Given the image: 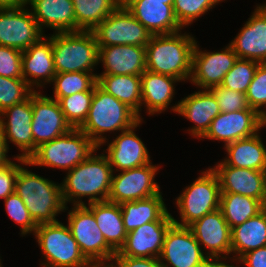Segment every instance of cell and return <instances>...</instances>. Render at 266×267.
I'll return each instance as SVG.
<instances>
[{"mask_svg": "<svg viewBox=\"0 0 266 267\" xmlns=\"http://www.w3.org/2000/svg\"><path fill=\"white\" fill-rule=\"evenodd\" d=\"M113 169L105 154L92 153L86 160L67 172L61 183V194L65 207L86 205L81 198H88V204L107 201Z\"/></svg>", "mask_w": 266, "mask_h": 267, "instance_id": "6da1fadb", "label": "cell"}, {"mask_svg": "<svg viewBox=\"0 0 266 267\" xmlns=\"http://www.w3.org/2000/svg\"><path fill=\"white\" fill-rule=\"evenodd\" d=\"M195 43L193 36L181 34V30L152 35L145 47L146 70L177 78L181 82L189 80Z\"/></svg>", "mask_w": 266, "mask_h": 267, "instance_id": "7a4b0ae2", "label": "cell"}, {"mask_svg": "<svg viewBox=\"0 0 266 267\" xmlns=\"http://www.w3.org/2000/svg\"><path fill=\"white\" fill-rule=\"evenodd\" d=\"M139 121L133 109L96 84L88 116L79 129L100 149L101 145L108 143L102 136L104 133L128 130Z\"/></svg>", "mask_w": 266, "mask_h": 267, "instance_id": "3957f363", "label": "cell"}, {"mask_svg": "<svg viewBox=\"0 0 266 267\" xmlns=\"http://www.w3.org/2000/svg\"><path fill=\"white\" fill-rule=\"evenodd\" d=\"M23 200L35 223H55L56 216L65 212L61 184L43 178L21 167L15 182V191Z\"/></svg>", "mask_w": 266, "mask_h": 267, "instance_id": "277c9868", "label": "cell"}, {"mask_svg": "<svg viewBox=\"0 0 266 267\" xmlns=\"http://www.w3.org/2000/svg\"><path fill=\"white\" fill-rule=\"evenodd\" d=\"M97 150L98 146L88 136L80 129L72 128L52 141L39 145L28 160L14 159L25 166H46L69 171Z\"/></svg>", "mask_w": 266, "mask_h": 267, "instance_id": "5b68a950", "label": "cell"}, {"mask_svg": "<svg viewBox=\"0 0 266 267\" xmlns=\"http://www.w3.org/2000/svg\"><path fill=\"white\" fill-rule=\"evenodd\" d=\"M52 53L56 73H92L99 48L93 31L53 33Z\"/></svg>", "mask_w": 266, "mask_h": 267, "instance_id": "8992f818", "label": "cell"}, {"mask_svg": "<svg viewBox=\"0 0 266 267\" xmlns=\"http://www.w3.org/2000/svg\"><path fill=\"white\" fill-rule=\"evenodd\" d=\"M46 262L43 267H87L90 262L82 254L68 225L55 223L38 224L34 232Z\"/></svg>", "mask_w": 266, "mask_h": 267, "instance_id": "52a82bcc", "label": "cell"}, {"mask_svg": "<svg viewBox=\"0 0 266 267\" xmlns=\"http://www.w3.org/2000/svg\"><path fill=\"white\" fill-rule=\"evenodd\" d=\"M220 197L221 189L217 175L208 168L177 197L176 207H178L181 222L173 217V224L189 227L204 215L218 210Z\"/></svg>", "mask_w": 266, "mask_h": 267, "instance_id": "ba28073f", "label": "cell"}, {"mask_svg": "<svg viewBox=\"0 0 266 267\" xmlns=\"http://www.w3.org/2000/svg\"><path fill=\"white\" fill-rule=\"evenodd\" d=\"M92 31L98 47L125 44L146 47L152 36L122 3Z\"/></svg>", "mask_w": 266, "mask_h": 267, "instance_id": "9c48e42d", "label": "cell"}, {"mask_svg": "<svg viewBox=\"0 0 266 267\" xmlns=\"http://www.w3.org/2000/svg\"><path fill=\"white\" fill-rule=\"evenodd\" d=\"M67 219L72 236L90 263L112 261L116 252L107 244L94 214L85 205L73 206Z\"/></svg>", "mask_w": 266, "mask_h": 267, "instance_id": "30bf717a", "label": "cell"}, {"mask_svg": "<svg viewBox=\"0 0 266 267\" xmlns=\"http://www.w3.org/2000/svg\"><path fill=\"white\" fill-rule=\"evenodd\" d=\"M203 251L189 227L172 224L159 260L162 267H217Z\"/></svg>", "mask_w": 266, "mask_h": 267, "instance_id": "8fae6325", "label": "cell"}, {"mask_svg": "<svg viewBox=\"0 0 266 267\" xmlns=\"http://www.w3.org/2000/svg\"><path fill=\"white\" fill-rule=\"evenodd\" d=\"M151 163L121 173H113L108 201L121 204L146 199L160 193L159 185L154 181V177L159 171Z\"/></svg>", "mask_w": 266, "mask_h": 267, "instance_id": "7c38bea8", "label": "cell"}, {"mask_svg": "<svg viewBox=\"0 0 266 267\" xmlns=\"http://www.w3.org/2000/svg\"><path fill=\"white\" fill-rule=\"evenodd\" d=\"M189 228L200 246L207 251L206 255L217 267H229L225 261H219L227 259L225 254L231 255V228L220 209L204 215Z\"/></svg>", "mask_w": 266, "mask_h": 267, "instance_id": "4fadbf2b", "label": "cell"}, {"mask_svg": "<svg viewBox=\"0 0 266 267\" xmlns=\"http://www.w3.org/2000/svg\"><path fill=\"white\" fill-rule=\"evenodd\" d=\"M43 33L24 6L0 8V46L24 51L45 36Z\"/></svg>", "mask_w": 266, "mask_h": 267, "instance_id": "5bb4252c", "label": "cell"}, {"mask_svg": "<svg viewBox=\"0 0 266 267\" xmlns=\"http://www.w3.org/2000/svg\"><path fill=\"white\" fill-rule=\"evenodd\" d=\"M32 109L33 153L39 145L52 141L72 129L54 98L35 90L32 93Z\"/></svg>", "mask_w": 266, "mask_h": 267, "instance_id": "9a60e30c", "label": "cell"}, {"mask_svg": "<svg viewBox=\"0 0 266 267\" xmlns=\"http://www.w3.org/2000/svg\"><path fill=\"white\" fill-rule=\"evenodd\" d=\"M32 117V94L25 101L8 107L0 113V132L8 150L10 141L22 152L16 158L28 160L33 154Z\"/></svg>", "mask_w": 266, "mask_h": 267, "instance_id": "2e32d148", "label": "cell"}, {"mask_svg": "<svg viewBox=\"0 0 266 267\" xmlns=\"http://www.w3.org/2000/svg\"><path fill=\"white\" fill-rule=\"evenodd\" d=\"M198 45L196 42L192 54L190 82L202 89L220 85L238 59L236 53L230 45L217 52L201 51Z\"/></svg>", "mask_w": 266, "mask_h": 267, "instance_id": "e0dca14e", "label": "cell"}, {"mask_svg": "<svg viewBox=\"0 0 266 267\" xmlns=\"http://www.w3.org/2000/svg\"><path fill=\"white\" fill-rule=\"evenodd\" d=\"M263 128V116L255 109L236 112H221L211 122L209 130L202 137L223 141L224 145L255 135Z\"/></svg>", "mask_w": 266, "mask_h": 267, "instance_id": "ac0fdd59", "label": "cell"}, {"mask_svg": "<svg viewBox=\"0 0 266 267\" xmlns=\"http://www.w3.org/2000/svg\"><path fill=\"white\" fill-rule=\"evenodd\" d=\"M211 169L217 175L221 193L249 196L258 199L264 205L266 200V171L228 166L222 161Z\"/></svg>", "mask_w": 266, "mask_h": 267, "instance_id": "d6986e66", "label": "cell"}, {"mask_svg": "<svg viewBox=\"0 0 266 267\" xmlns=\"http://www.w3.org/2000/svg\"><path fill=\"white\" fill-rule=\"evenodd\" d=\"M244 27L229 43L238 58L266 63V4L256 6Z\"/></svg>", "mask_w": 266, "mask_h": 267, "instance_id": "ffe728a7", "label": "cell"}, {"mask_svg": "<svg viewBox=\"0 0 266 267\" xmlns=\"http://www.w3.org/2000/svg\"><path fill=\"white\" fill-rule=\"evenodd\" d=\"M173 221H151L127 233L125 243L114 256L158 258L164 237Z\"/></svg>", "mask_w": 266, "mask_h": 267, "instance_id": "44dd1931", "label": "cell"}, {"mask_svg": "<svg viewBox=\"0 0 266 267\" xmlns=\"http://www.w3.org/2000/svg\"><path fill=\"white\" fill-rule=\"evenodd\" d=\"M170 109L194 122L188 130L197 139L206 134L213 119L221 113L217 99L209 89L188 95Z\"/></svg>", "mask_w": 266, "mask_h": 267, "instance_id": "7402d4cb", "label": "cell"}, {"mask_svg": "<svg viewBox=\"0 0 266 267\" xmlns=\"http://www.w3.org/2000/svg\"><path fill=\"white\" fill-rule=\"evenodd\" d=\"M122 4L152 35L183 29L175 18L173 4L155 0H122Z\"/></svg>", "mask_w": 266, "mask_h": 267, "instance_id": "603a6c76", "label": "cell"}, {"mask_svg": "<svg viewBox=\"0 0 266 267\" xmlns=\"http://www.w3.org/2000/svg\"><path fill=\"white\" fill-rule=\"evenodd\" d=\"M142 121L140 120L130 129L122 131L108 143L105 156L113 171L129 170L151 163L145 144L134 132L135 128L142 124Z\"/></svg>", "mask_w": 266, "mask_h": 267, "instance_id": "cb8c5ba5", "label": "cell"}, {"mask_svg": "<svg viewBox=\"0 0 266 267\" xmlns=\"http://www.w3.org/2000/svg\"><path fill=\"white\" fill-rule=\"evenodd\" d=\"M55 75L52 36H43L37 43L22 51V76L35 91V85L38 88L46 83L51 84Z\"/></svg>", "mask_w": 266, "mask_h": 267, "instance_id": "d4e9b609", "label": "cell"}, {"mask_svg": "<svg viewBox=\"0 0 266 267\" xmlns=\"http://www.w3.org/2000/svg\"><path fill=\"white\" fill-rule=\"evenodd\" d=\"M99 48L102 74L141 75L146 70L145 46L111 45Z\"/></svg>", "mask_w": 266, "mask_h": 267, "instance_id": "484cf974", "label": "cell"}, {"mask_svg": "<svg viewBox=\"0 0 266 267\" xmlns=\"http://www.w3.org/2000/svg\"><path fill=\"white\" fill-rule=\"evenodd\" d=\"M28 4L42 32L44 27L56 33L76 31L72 0H28Z\"/></svg>", "mask_w": 266, "mask_h": 267, "instance_id": "4316f807", "label": "cell"}, {"mask_svg": "<svg viewBox=\"0 0 266 267\" xmlns=\"http://www.w3.org/2000/svg\"><path fill=\"white\" fill-rule=\"evenodd\" d=\"M177 78L145 70L141 74V106H145L149 115L162 113L171 105L175 95ZM155 113V114H154Z\"/></svg>", "mask_w": 266, "mask_h": 267, "instance_id": "83f0119b", "label": "cell"}, {"mask_svg": "<svg viewBox=\"0 0 266 267\" xmlns=\"http://www.w3.org/2000/svg\"><path fill=\"white\" fill-rule=\"evenodd\" d=\"M127 233L151 221H173L164 203L162 192L155 196L120 204Z\"/></svg>", "mask_w": 266, "mask_h": 267, "instance_id": "f1b7e54d", "label": "cell"}, {"mask_svg": "<svg viewBox=\"0 0 266 267\" xmlns=\"http://www.w3.org/2000/svg\"><path fill=\"white\" fill-rule=\"evenodd\" d=\"M260 136L258 132L225 145L228 157L222 162L237 168L266 171V147Z\"/></svg>", "mask_w": 266, "mask_h": 267, "instance_id": "f546056e", "label": "cell"}, {"mask_svg": "<svg viewBox=\"0 0 266 267\" xmlns=\"http://www.w3.org/2000/svg\"><path fill=\"white\" fill-rule=\"evenodd\" d=\"M93 214L97 226L102 232L107 244L118 252L124 245L127 232L122 220L120 204L101 201L85 205Z\"/></svg>", "mask_w": 266, "mask_h": 267, "instance_id": "4dcf8cb0", "label": "cell"}, {"mask_svg": "<svg viewBox=\"0 0 266 267\" xmlns=\"http://www.w3.org/2000/svg\"><path fill=\"white\" fill-rule=\"evenodd\" d=\"M266 246V210L231 229V254L233 261L245 253Z\"/></svg>", "mask_w": 266, "mask_h": 267, "instance_id": "1f68e13d", "label": "cell"}, {"mask_svg": "<svg viewBox=\"0 0 266 267\" xmlns=\"http://www.w3.org/2000/svg\"><path fill=\"white\" fill-rule=\"evenodd\" d=\"M97 84L107 93L133 109L140 120L141 75H97Z\"/></svg>", "mask_w": 266, "mask_h": 267, "instance_id": "d6a6232c", "label": "cell"}, {"mask_svg": "<svg viewBox=\"0 0 266 267\" xmlns=\"http://www.w3.org/2000/svg\"><path fill=\"white\" fill-rule=\"evenodd\" d=\"M219 209L232 229L256 216L264 209V205L258 199L249 196L221 193Z\"/></svg>", "mask_w": 266, "mask_h": 267, "instance_id": "836d02e7", "label": "cell"}, {"mask_svg": "<svg viewBox=\"0 0 266 267\" xmlns=\"http://www.w3.org/2000/svg\"><path fill=\"white\" fill-rule=\"evenodd\" d=\"M76 31H92L109 16L122 0H72Z\"/></svg>", "mask_w": 266, "mask_h": 267, "instance_id": "e575fe53", "label": "cell"}, {"mask_svg": "<svg viewBox=\"0 0 266 267\" xmlns=\"http://www.w3.org/2000/svg\"><path fill=\"white\" fill-rule=\"evenodd\" d=\"M94 87L90 91L77 92L67 97L54 98L72 128H80L85 122L91 107Z\"/></svg>", "mask_w": 266, "mask_h": 267, "instance_id": "d590c367", "label": "cell"}, {"mask_svg": "<svg viewBox=\"0 0 266 267\" xmlns=\"http://www.w3.org/2000/svg\"><path fill=\"white\" fill-rule=\"evenodd\" d=\"M54 97H67L77 92L90 91L97 84V74L86 72L56 73L53 78Z\"/></svg>", "mask_w": 266, "mask_h": 267, "instance_id": "8d00e7d4", "label": "cell"}, {"mask_svg": "<svg viewBox=\"0 0 266 267\" xmlns=\"http://www.w3.org/2000/svg\"><path fill=\"white\" fill-rule=\"evenodd\" d=\"M259 64L253 60L238 58L224 76L220 86L246 94Z\"/></svg>", "mask_w": 266, "mask_h": 267, "instance_id": "74e56055", "label": "cell"}, {"mask_svg": "<svg viewBox=\"0 0 266 267\" xmlns=\"http://www.w3.org/2000/svg\"><path fill=\"white\" fill-rule=\"evenodd\" d=\"M34 90L23 78L0 76V113L30 97Z\"/></svg>", "mask_w": 266, "mask_h": 267, "instance_id": "f35d334b", "label": "cell"}, {"mask_svg": "<svg viewBox=\"0 0 266 267\" xmlns=\"http://www.w3.org/2000/svg\"><path fill=\"white\" fill-rule=\"evenodd\" d=\"M219 0H174L173 12L179 25L183 28L194 20L212 10Z\"/></svg>", "mask_w": 266, "mask_h": 267, "instance_id": "ab89813d", "label": "cell"}, {"mask_svg": "<svg viewBox=\"0 0 266 267\" xmlns=\"http://www.w3.org/2000/svg\"><path fill=\"white\" fill-rule=\"evenodd\" d=\"M4 203L9 217L18 225H20V227H22L20 229L22 236L35 232L37 224L30 216L29 210L19 195H17L15 192L11 195H8L4 199Z\"/></svg>", "mask_w": 266, "mask_h": 267, "instance_id": "60d3db41", "label": "cell"}, {"mask_svg": "<svg viewBox=\"0 0 266 267\" xmlns=\"http://www.w3.org/2000/svg\"><path fill=\"white\" fill-rule=\"evenodd\" d=\"M247 102L250 108L255 109L260 115L266 114V63L258 65L253 80L246 92Z\"/></svg>", "mask_w": 266, "mask_h": 267, "instance_id": "b9f144b4", "label": "cell"}, {"mask_svg": "<svg viewBox=\"0 0 266 267\" xmlns=\"http://www.w3.org/2000/svg\"><path fill=\"white\" fill-rule=\"evenodd\" d=\"M217 99L220 111L223 113L236 112L244 109H252L249 107L246 95L220 85L209 89Z\"/></svg>", "mask_w": 266, "mask_h": 267, "instance_id": "7bdbcfd3", "label": "cell"}, {"mask_svg": "<svg viewBox=\"0 0 266 267\" xmlns=\"http://www.w3.org/2000/svg\"><path fill=\"white\" fill-rule=\"evenodd\" d=\"M0 76L7 78H23L21 50L0 46Z\"/></svg>", "mask_w": 266, "mask_h": 267, "instance_id": "ee69618b", "label": "cell"}, {"mask_svg": "<svg viewBox=\"0 0 266 267\" xmlns=\"http://www.w3.org/2000/svg\"><path fill=\"white\" fill-rule=\"evenodd\" d=\"M22 166L11 161L5 166L0 167V198L5 199L15 191V182L18 170Z\"/></svg>", "mask_w": 266, "mask_h": 267, "instance_id": "f6af8a7d", "label": "cell"}, {"mask_svg": "<svg viewBox=\"0 0 266 267\" xmlns=\"http://www.w3.org/2000/svg\"><path fill=\"white\" fill-rule=\"evenodd\" d=\"M112 261L117 267H162L158 258L114 256Z\"/></svg>", "mask_w": 266, "mask_h": 267, "instance_id": "bcb514c9", "label": "cell"}, {"mask_svg": "<svg viewBox=\"0 0 266 267\" xmlns=\"http://www.w3.org/2000/svg\"><path fill=\"white\" fill-rule=\"evenodd\" d=\"M238 261L247 267H266V246L245 253ZM229 267L239 266L229 265Z\"/></svg>", "mask_w": 266, "mask_h": 267, "instance_id": "7dc6e473", "label": "cell"}, {"mask_svg": "<svg viewBox=\"0 0 266 267\" xmlns=\"http://www.w3.org/2000/svg\"><path fill=\"white\" fill-rule=\"evenodd\" d=\"M7 153L8 148L0 132V167L5 166L9 162H11L10 158L7 157Z\"/></svg>", "mask_w": 266, "mask_h": 267, "instance_id": "c3c4849f", "label": "cell"}, {"mask_svg": "<svg viewBox=\"0 0 266 267\" xmlns=\"http://www.w3.org/2000/svg\"><path fill=\"white\" fill-rule=\"evenodd\" d=\"M28 0H0V8L27 7Z\"/></svg>", "mask_w": 266, "mask_h": 267, "instance_id": "681fc988", "label": "cell"}, {"mask_svg": "<svg viewBox=\"0 0 266 267\" xmlns=\"http://www.w3.org/2000/svg\"><path fill=\"white\" fill-rule=\"evenodd\" d=\"M87 267H117L113 261L107 262H92Z\"/></svg>", "mask_w": 266, "mask_h": 267, "instance_id": "f907efd6", "label": "cell"}, {"mask_svg": "<svg viewBox=\"0 0 266 267\" xmlns=\"http://www.w3.org/2000/svg\"><path fill=\"white\" fill-rule=\"evenodd\" d=\"M155 1H166V4H173L174 0H155Z\"/></svg>", "mask_w": 266, "mask_h": 267, "instance_id": "816d5d0a", "label": "cell"}, {"mask_svg": "<svg viewBox=\"0 0 266 267\" xmlns=\"http://www.w3.org/2000/svg\"><path fill=\"white\" fill-rule=\"evenodd\" d=\"M263 127H266V114L263 116Z\"/></svg>", "mask_w": 266, "mask_h": 267, "instance_id": "f5cc1de1", "label": "cell"}, {"mask_svg": "<svg viewBox=\"0 0 266 267\" xmlns=\"http://www.w3.org/2000/svg\"><path fill=\"white\" fill-rule=\"evenodd\" d=\"M264 209L266 210V200H265V203H264Z\"/></svg>", "mask_w": 266, "mask_h": 267, "instance_id": "db71d44e", "label": "cell"}]
</instances>
